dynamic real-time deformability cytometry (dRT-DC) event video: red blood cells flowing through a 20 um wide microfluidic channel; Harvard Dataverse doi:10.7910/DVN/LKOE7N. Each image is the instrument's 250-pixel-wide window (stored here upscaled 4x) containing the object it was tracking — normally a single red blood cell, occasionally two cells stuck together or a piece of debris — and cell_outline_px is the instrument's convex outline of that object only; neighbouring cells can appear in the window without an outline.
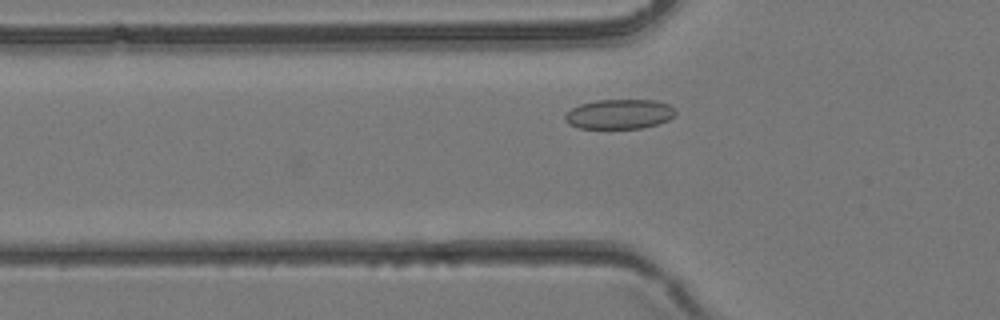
{"species": "common noctule bat (a hibernating species)", "species_latin": "Nyctalus noctula", "temperature_condition": "room temperature", "stored_images_in_passage": 29, "camera_frame_rate_fps": 3000, "um_per_image_px": 0.085, "animal": {"sex": "female", "body_mass_g": 24.6, "forearm_length_mm": 56.2}, "frame": {"image": 1, "passage_image": 3, "time_ms": 0.667, "image_size_px": [1000, 320], "cell_outline_px": [[676, 112], [668, 120], [656, 124], [640, 128], [576, 128], [568, 124], [564, 120], [564, 116], [572, 108], [580, 104], [596, 100], [656, 100], [668, 104]], "centroid_in_image_um": [52.6, 9.7], "position_along_channel_um": 73.2, "area_um2": 19.02}}
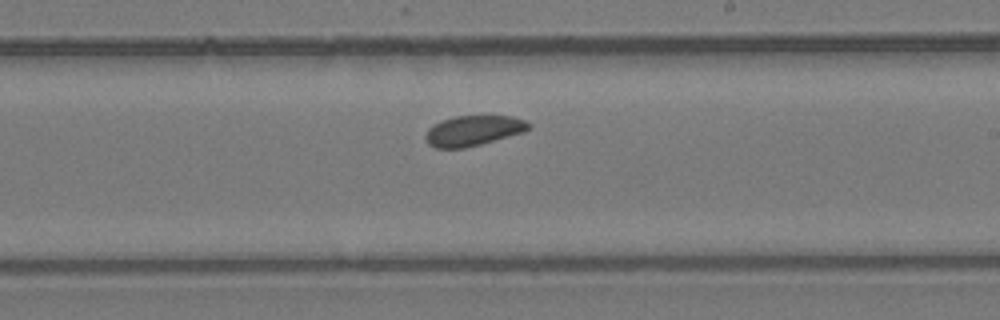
{"frame": {"image": 2, "passage_image": 13, "time_ms": 4.0, "image_size_px": [1000, 320], "cell_outline_px": [[532, 128], [524, 132], [480, 144], [464, 148], [436, 148], [428, 144], [424, 136], [428, 128], [440, 120], [456, 116], [512, 116], [524, 120], [532, 124]], "centroid_in_image_um": [40.23, 11.1], "position_along_channel_um": 248.8, "area_um2": 18.26}}
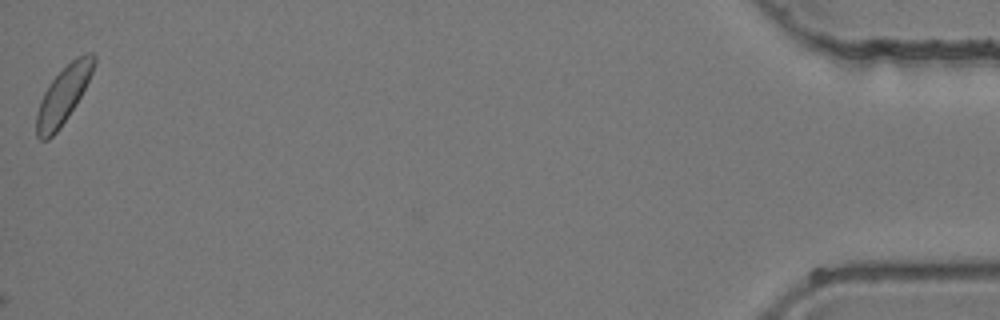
{"frame": {"image": 3, "passage_image": 29, "time_ms": 9.333, "image_size_px": [1000, 320], "cell_outline_px": [[96, 64], [76, 104], [60, 128], [48, 140], [40, 140], [36, 136], [36, 112], [40, 100], [48, 84], [76, 56], [88, 52], [92, 52], [96, 56]], "centroid_in_image_um": [5.36, 8.08], "position_along_channel_um": 429.8, "area_um2": 18.96}}